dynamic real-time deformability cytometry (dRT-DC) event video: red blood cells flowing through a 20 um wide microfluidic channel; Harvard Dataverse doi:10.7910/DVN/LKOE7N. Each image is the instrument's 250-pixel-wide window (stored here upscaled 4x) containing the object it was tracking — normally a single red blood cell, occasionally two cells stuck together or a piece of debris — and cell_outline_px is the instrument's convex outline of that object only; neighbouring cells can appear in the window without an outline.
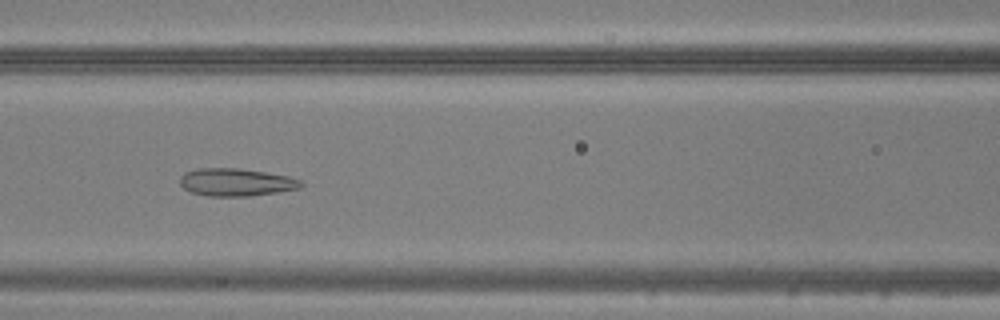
{"species": "common noctule bat (a hibernating species)", "species_latin": "Nyctalus noctula", "temperature_condition": "warm", "stored_images_in_passage": 48, "camera_frame_rate_fps": 3000, "um_per_image_px": 0.085, "animal": {"sex": "male", "body_mass_g": 20.5, "forearm_length_mm": 52.5}, "frame": {"image": 1, "passage_image": 21, "time_ms": 6.667, "image_size_px": [1000, 320], "cell_outline_px": [[304, 184], [300, 188], [252, 196], [208, 196], [192, 192], [184, 188], [180, 184], [180, 176], [184, 172], [196, 168], [236, 168], [264, 172], [288, 176], [300, 180]], "centroid_in_image_um": [20.04, 15.49], "position_along_channel_um": 146.6, "area_um2": 19.48}}
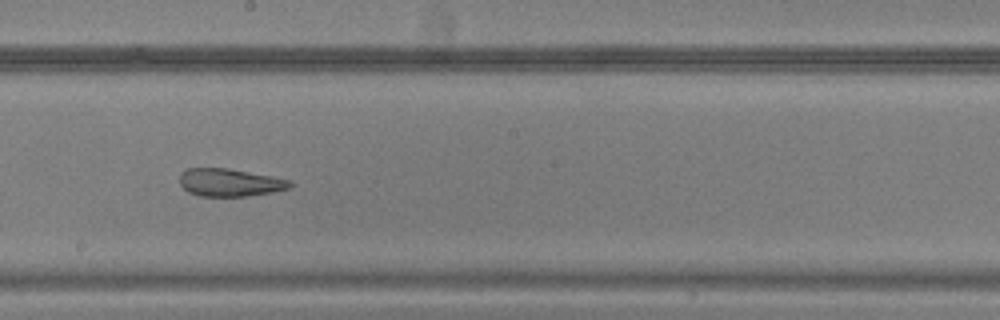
{"frame": {"image": 2, "passage_image": 27, "time_ms": 8.667, "image_size_px": [1000, 320], "cell_outline_px": [[292, 184], [288, 188], [272, 192], [248, 196], [200, 196], [188, 192], [180, 184], [180, 172], [188, 168], [228, 168], [272, 176], [288, 180]], "centroid_in_image_um": [19.49, 15.51], "position_along_channel_um": 228.7, "area_um2": 17.74}}
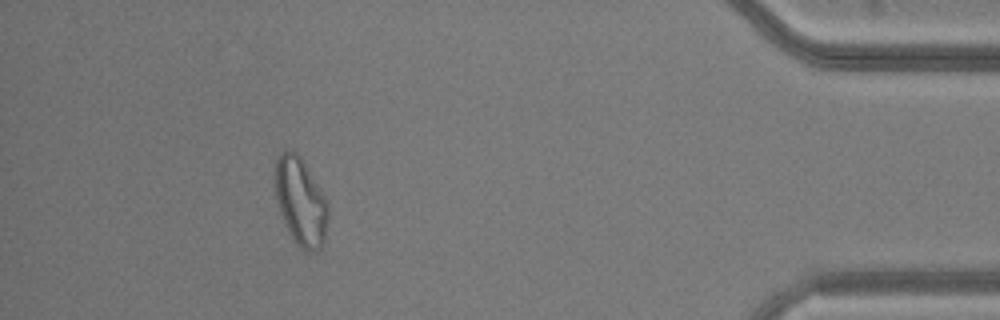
{"frame": {"image": 3, "passage_image": 44, "time_ms": 14.333, "image_size_px": [1000, 320], "cell_outline_px": [[328, 220], [324, 244], [316, 252], [304, 252], [296, 244], [280, 212], [276, 200], [276, 160], [280, 152], [284, 148], [296, 152], [300, 156], [328, 200]], "centroid_in_image_um": [25.59, 17.15], "position_along_channel_um": 409.6, "area_um2": 27.22}}